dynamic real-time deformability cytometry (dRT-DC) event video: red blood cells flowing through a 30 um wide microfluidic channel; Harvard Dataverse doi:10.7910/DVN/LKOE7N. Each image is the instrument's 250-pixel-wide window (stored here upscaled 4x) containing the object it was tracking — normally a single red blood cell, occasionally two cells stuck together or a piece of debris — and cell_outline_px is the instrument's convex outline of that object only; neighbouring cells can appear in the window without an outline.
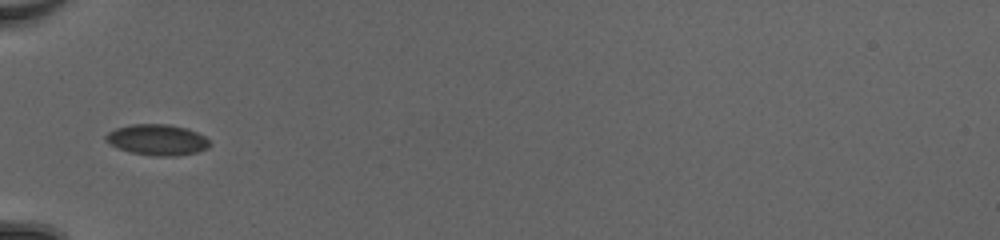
{"species": "common noctule bat (a hibernating species)", "species_latin": "Nyctalus noctula", "temperature_condition": "cold", "stored_images_in_passage": 30, "camera_frame_rate_fps": 3000, "um_per_image_px": 0.085, "animal": {"sex": "female", "body_mass_g": 20.0, "forearm_length_mm": 54.0}, "frame": {"image": 1, "passage_image": 1, "time_ms": 0.0, "image_size_px": [1000, 240], "cell_outline_px": [[212, 144], [208, 148], [196, 152], [176, 156], [156, 156], [132, 152], [120, 148], [104, 140], [104, 136], [108, 132], [116, 128], [132, 124], [168, 124], [188, 128], [204, 136]], "centroid_in_image_um": [13.39, 11.87], "position_along_channel_um": 71.6, "area_um2": 18.61}}
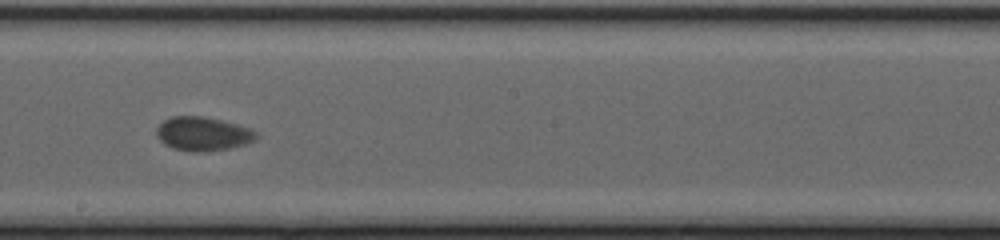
{"frame": {"image": 2, "passage_image": 13, "time_ms": 4.0, "image_size_px": [1000, 240], "cell_outline_px": [[256, 140], [244, 144], [228, 148], [204, 152], [192, 152], [172, 148], [164, 144], [156, 136], [156, 128], [164, 120], [172, 116], [204, 116], [236, 124], [248, 128], [256, 132]], "centroid_in_image_um": [17.2, 11.38], "position_along_channel_um": 231.0, "area_um2": 19.59}}
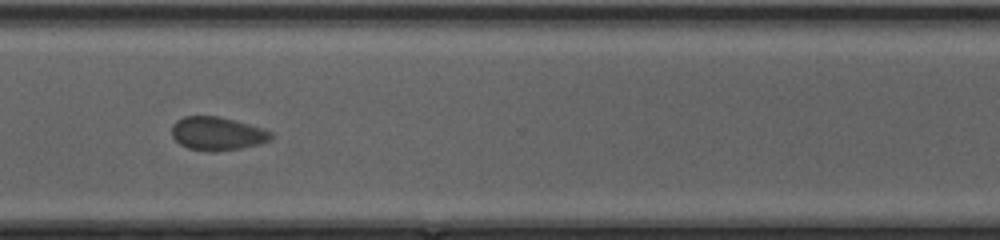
{"frame": {"image": 3, "passage_image": 22, "time_ms": 7.0, "image_size_px": [1000, 240], "cell_outline_px": [[272, 136], [268, 140], [260, 144], [240, 148], [212, 152], [188, 148], [180, 144], [172, 136], [172, 124], [176, 120], [184, 116], [220, 116], [264, 128], [272, 132]], "centroid_in_image_um": [18.46, 11.34], "position_along_channel_um": 352.1, "area_um2": 19.36}, "authors_computed_cell_mechanics": {"area_um2": 19.5364, "velocity_mm_per_s": 4.0459, "shape_relaxation_time_tau1_ms": 1.5249, "shape_relaxation_time_tau2_ms": 9.3856, "deformation_change_tau1": 0.0587, "deformation_change_tau2": 0.0811}}